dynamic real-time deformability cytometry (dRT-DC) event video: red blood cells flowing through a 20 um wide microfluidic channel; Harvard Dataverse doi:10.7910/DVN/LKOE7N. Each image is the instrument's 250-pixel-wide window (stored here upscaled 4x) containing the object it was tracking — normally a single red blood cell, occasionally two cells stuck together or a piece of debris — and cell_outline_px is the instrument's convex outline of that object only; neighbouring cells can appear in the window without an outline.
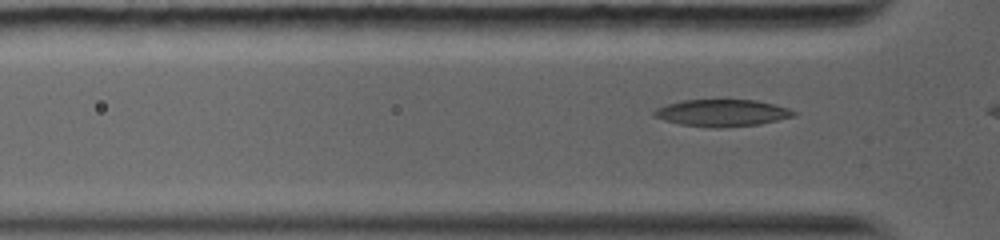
{"species": "common noctule bat (a hibernating species)", "species_latin": "Nyctalus noctula", "temperature_condition": "warm", "stored_images_in_passage": 22, "camera_frame_rate_fps": 5000, "um_per_image_px": 0.085, "animal": {"sex": "female", "body_mass_g": 19.0, "forearm_length_mm": 56.7}, "frame": {"image": 1, "passage_image": 4, "time_ms": 0.8, "image_size_px": [1000, 240], "cell_outline_px": [[796, 116], [760, 124], [716, 128], [680, 124], [664, 120], [652, 116], [652, 112], [656, 108], [668, 104], [684, 100], [756, 100], [788, 108], [796, 112]], "centroid_in_image_um": [61.36, 9.6], "position_along_channel_um": 64.4, "area_um2": 21.79}}
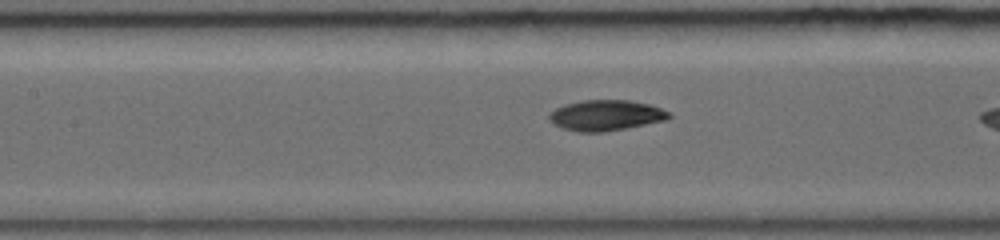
{"frame": {"image": 2, "passage_image": 13, "time_ms": 3.0, "image_size_px": [1000, 240], "cell_outline_px": [[672, 116], [664, 120], [604, 132], [576, 132], [564, 128], [548, 120], [548, 112], [564, 104], [580, 100], [628, 100], [648, 104], [660, 108], [668, 112]], "centroid_in_image_um": [51.43, 9.79], "position_along_channel_um": 156.0, "area_um2": 21.21}}
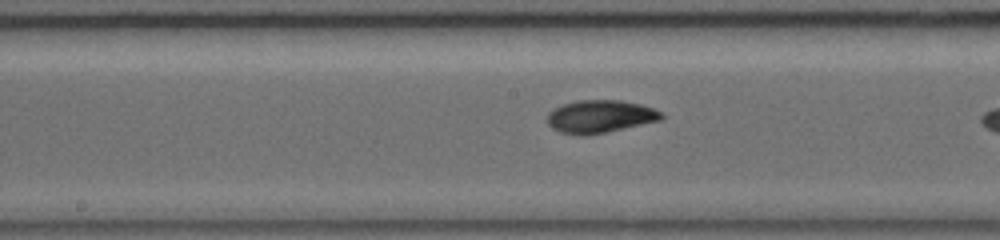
{"frame": {"image": 3, "passage_image": 17, "time_ms": 4.0, "image_size_px": [1000, 240], "cell_outline_px": [[664, 116], [660, 120], [588, 136], [580, 136], [560, 132], [552, 128], [544, 120], [548, 112], [564, 104], [576, 100], [620, 100], [640, 104], [652, 108], [660, 112]], "centroid_in_image_um": [50.94, 9.91], "position_along_channel_um": 197.3, "area_um2": 21.85}}